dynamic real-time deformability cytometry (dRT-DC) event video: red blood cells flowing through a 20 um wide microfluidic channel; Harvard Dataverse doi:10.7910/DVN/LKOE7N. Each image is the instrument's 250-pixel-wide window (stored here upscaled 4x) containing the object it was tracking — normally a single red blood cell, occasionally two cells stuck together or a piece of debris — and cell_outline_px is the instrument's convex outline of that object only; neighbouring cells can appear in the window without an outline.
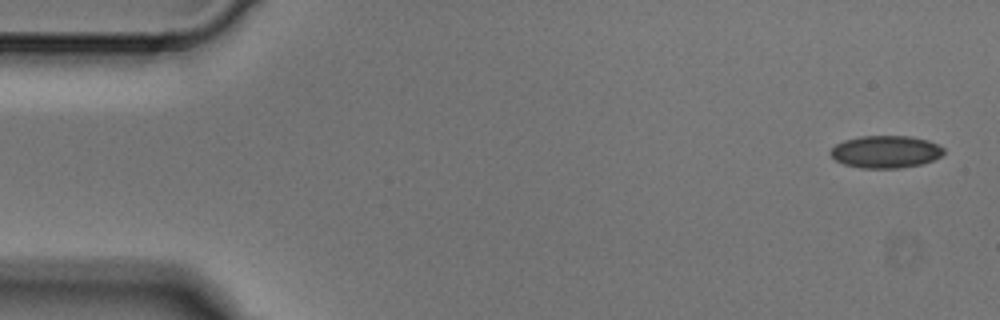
{"species": "Egyptian fruit bat (a non-hibernating species)", "species_latin": "Rousettus aegyptiacus", "temperature_condition": "cold", "stored_images_in_passage": 4, "camera_frame_rate_fps": 3000, "um_per_image_px": 0.085, "animal": {"sex": "male"}, "frame": {"image": 1, "passage_image": 1, "time_ms": 0.0, "image_size_px": [1000, 320], "cell_outline_px": [[944, 152], [940, 156], [932, 160], [920, 164], [900, 168], [860, 168], [844, 164], [836, 160], [828, 152], [836, 144], [844, 140], [860, 136], [908, 136], [928, 140], [944, 148]], "centroid_in_image_um": [75.25, 12.9], "position_along_channel_um": 9.7, "area_um2": 21.27}}
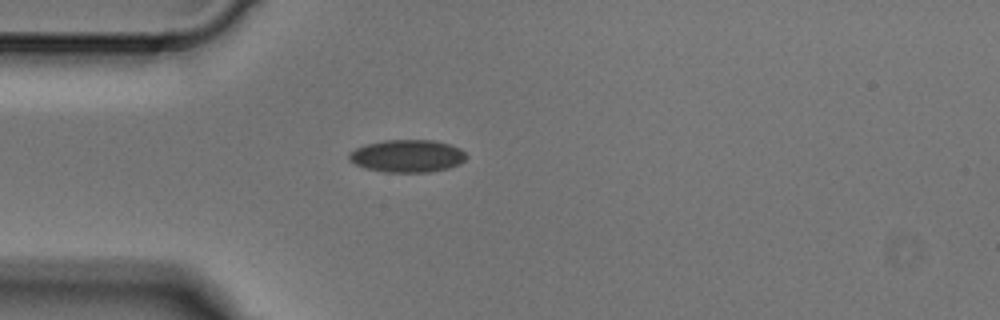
{"frame": {"image": 2, "passage_image": 4, "time_ms": 1.0, "image_size_px": [1000, 320], "cell_outline_px": [[468, 156], [460, 164], [448, 168], [428, 172], [384, 172], [364, 168], [348, 160], [348, 152], [364, 144], [384, 140], [432, 140], [448, 144], [460, 148]], "centroid_in_image_um": [34.59, 13.26], "position_along_channel_um": 50.4, "area_um2": 22.37}}